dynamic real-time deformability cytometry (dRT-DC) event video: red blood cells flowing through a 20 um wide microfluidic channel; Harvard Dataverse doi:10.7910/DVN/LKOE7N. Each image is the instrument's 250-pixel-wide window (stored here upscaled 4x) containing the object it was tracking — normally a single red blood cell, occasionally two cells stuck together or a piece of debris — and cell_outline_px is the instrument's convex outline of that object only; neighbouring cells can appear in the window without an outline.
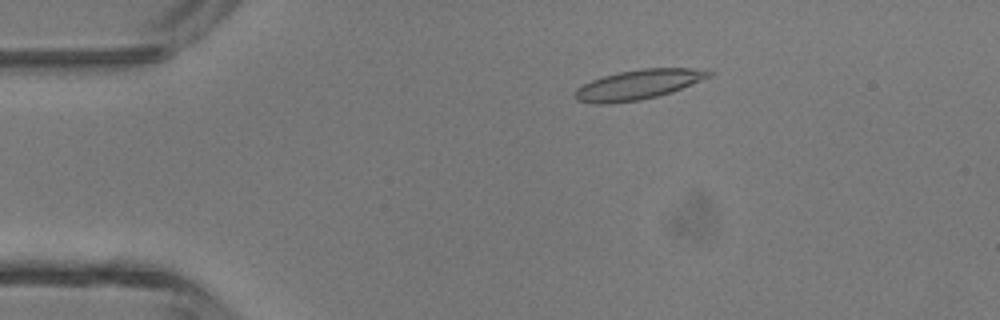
{"species": "common noctule bat (a hibernating species)", "species_latin": "Nyctalus noctula", "temperature_condition": "room temperature", "stored_images_in_passage": 5, "camera_frame_rate_fps": 3000, "um_per_image_px": 0.085, "animal": {"sex": "male", "body_mass_g": 13.3}, "frame": {"image": 1, "passage_image": 3, "time_ms": 2.333, "image_size_px": [1000, 320], "cell_outline_px": [[716, 72], [712, 76], [672, 92], [640, 100], [608, 104], [592, 104], [576, 100], [572, 96], [576, 88], [592, 80], [604, 76], [620, 72], [644, 68], [708, 68]], "centroid_in_image_um": [54.29, 7.19], "position_along_channel_um": 30.7, "area_um2": 23.52}}